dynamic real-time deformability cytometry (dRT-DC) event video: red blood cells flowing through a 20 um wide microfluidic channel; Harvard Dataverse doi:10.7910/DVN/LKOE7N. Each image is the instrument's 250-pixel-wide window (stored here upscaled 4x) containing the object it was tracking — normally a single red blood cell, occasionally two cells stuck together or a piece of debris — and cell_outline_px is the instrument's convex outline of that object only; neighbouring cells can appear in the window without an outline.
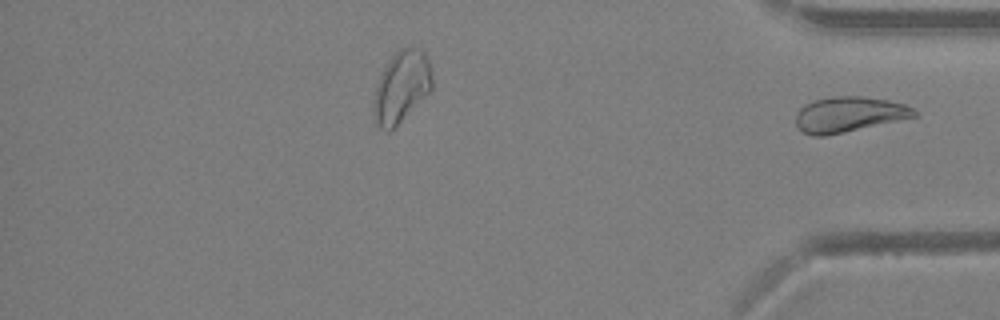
{"species": "Egyptian fruit bat (a non-hibernating species)", "species_latin": "Rousettus aegyptiacus", "temperature_condition": "warm", "stored_images_in_passage": 29, "segment_of_instrument_passage": [2, 2], "camera_frame_rate_fps": 3000, "um_per_image_px": 0.085, "animal": {"sex": "female"}, "frame": {"image": 1, "passage_image": 29, "time_ms": 9.333, "image_size_px": [1000, 320], "cell_outline_px": [[916, 116], [824, 136], [812, 136], [804, 132], [796, 124], [796, 112], [804, 104], [816, 100], [836, 96], [860, 96], [888, 100], [904, 104], [912, 108], [916, 112]], "centroid_in_image_um": [72.11, 9.71], "position_along_channel_um": 363.1, "area_um2": 23.87}}